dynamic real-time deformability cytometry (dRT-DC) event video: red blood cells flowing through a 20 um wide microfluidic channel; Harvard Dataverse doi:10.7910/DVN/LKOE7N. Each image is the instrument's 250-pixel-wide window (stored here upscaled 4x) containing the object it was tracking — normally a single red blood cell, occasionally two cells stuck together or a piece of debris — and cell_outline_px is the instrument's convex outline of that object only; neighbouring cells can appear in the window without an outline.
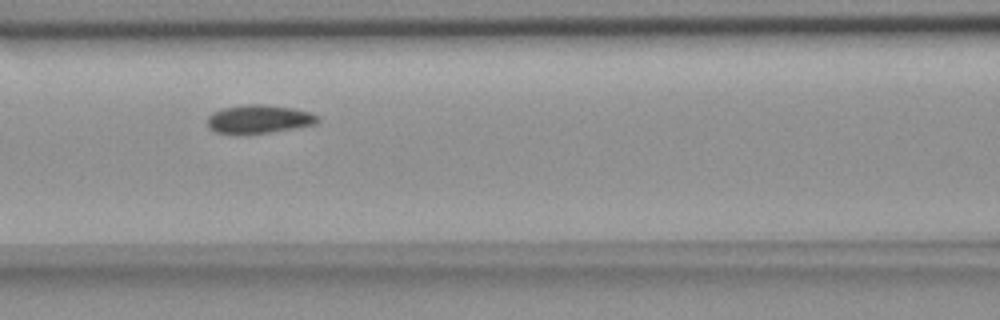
{"species": "common noctule bat (a hibernating species)", "species_latin": "Nyctalus noctula", "temperature_condition": "room temperature", "stored_images_in_passage": 6, "camera_frame_rate_fps": 3000, "um_per_image_px": 0.085, "animal": {"sex": "female", "body_mass_g": 18.4}, "frame": {"image": 1, "passage_image": 6, "time_ms": 6.0, "image_size_px": [1000, 320], "cell_outline_px": [[320, 120], [312, 124], [292, 128], [268, 132], [216, 132], [208, 128], [208, 116], [212, 112], [224, 108], [248, 104], [264, 104], [292, 108], [312, 112]], "centroid_in_image_um": [22.0, 10.09], "position_along_channel_um": 144.6, "area_um2": 17.63}}